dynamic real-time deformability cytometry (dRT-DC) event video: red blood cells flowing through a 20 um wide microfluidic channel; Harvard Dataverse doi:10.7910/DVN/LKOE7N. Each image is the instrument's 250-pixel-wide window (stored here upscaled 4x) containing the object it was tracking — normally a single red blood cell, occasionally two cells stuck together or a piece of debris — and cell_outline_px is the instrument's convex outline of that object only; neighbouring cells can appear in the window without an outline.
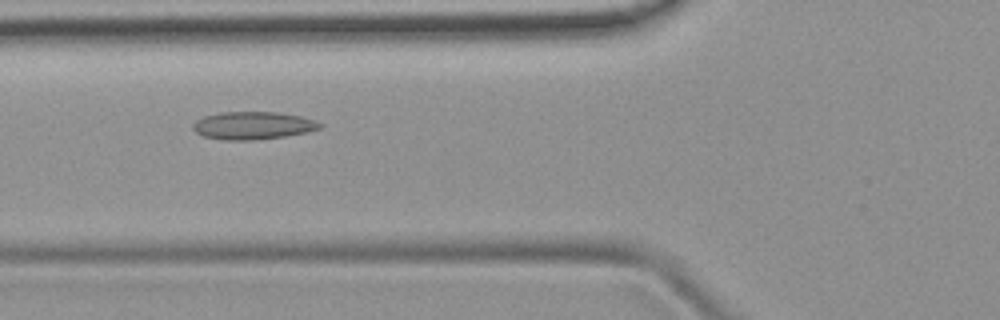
{"species": "common noctule bat (a hibernating species)", "species_latin": "Nyctalus noctula", "temperature_condition": "room temperature", "stored_images_in_passage": 8, "camera_frame_rate_fps": 3000, "um_per_image_px": 0.085, "animal": {"sex": "female", "body_mass_g": 19.9}, "frame": {"image": 1, "passage_image": 6, "time_ms": 5.667, "image_size_px": [1000, 320], "cell_outline_px": [[324, 124], [320, 128], [308, 132], [284, 136], [252, 140], [228, 140], [204, 136], [196, 132], [192, 128], [192, 124], [196, 120], [204, 116], [220, 112], [276, 112], [300, 116], [316, 120]], "centroid_in_image_um": [21.51, 10.66], "position_along_channel_um": 104.3, "area_um2": 20.46}}
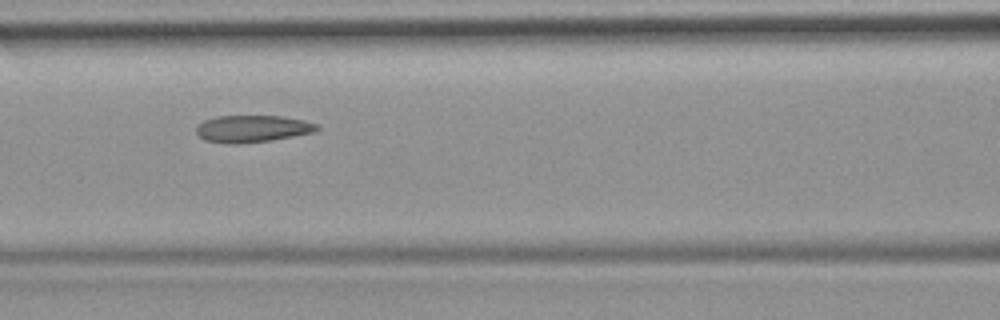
{"frame": {"image": 2, "passage_image": 7, "time_ms": 6.667, "image_size_px": [1000, 320], "cell_outline_px": [[320, 128], [316, 132], [272, 140], [240, 144], [228, 144], [204, 140], [196, 132], [196, 128], [204, 120], [216, 116], [280, 116], [304, 120], [320, 124]], "centroid_in_image_um": [21.49, 10.95], "position_along_channel_um": 145.1, "area_um2": 19.19}}
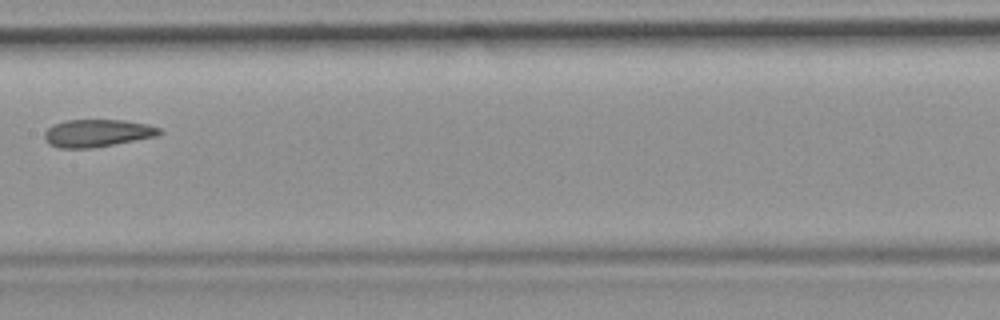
{"frame": {"image": 3, "passage_image": 8, "time_ms": 8.0, "image_size_px": [1000, 320], "cell_outline_px": [[164, 132], [156, 136], [92, 148], [60, 148], [48, 144], [44, 140], [44, 132], [52, 124], [64, 120], [124, 120], [148, 124], [160, 128]], "centroid_in_image_um": [8.23, 11.31], "position_along_channel_um": 199.2, "area_um2": 18.55}}